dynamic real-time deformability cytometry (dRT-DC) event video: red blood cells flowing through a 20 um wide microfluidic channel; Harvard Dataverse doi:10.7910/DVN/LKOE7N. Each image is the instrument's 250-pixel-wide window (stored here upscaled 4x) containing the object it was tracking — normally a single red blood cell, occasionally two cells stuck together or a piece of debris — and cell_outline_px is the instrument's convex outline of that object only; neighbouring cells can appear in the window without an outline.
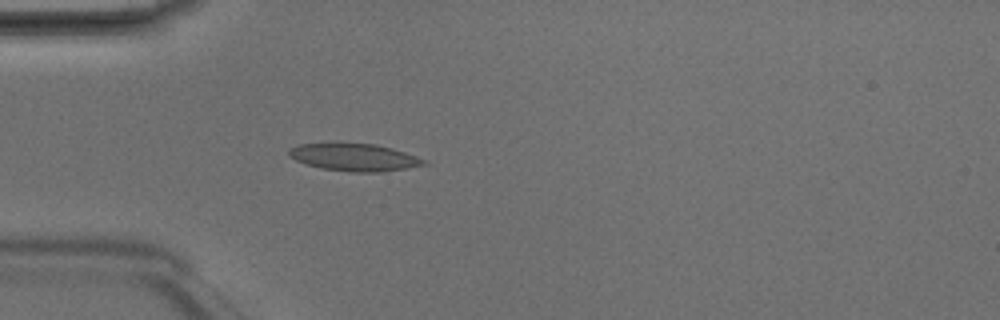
{"species": "Egyptian fruit bat (a non-hibernating species)", "species_latin": "Rousettus aegyptiacus", "temperature_condition": "room temperature", "stored_images_in_passage": 4, "camera_frame_rate_fps": 3000, "um_per_image_px": 0.085, "animal": {"sex": "male"}, "frame": {"image": 1, "passage_image": 4, "time_ms": 1.0, "image_size_px": [1000, 320], "cell_outline_px": [[428, 164], [380, 172], [352, 172], [324, 168], [308, 164], [296, 160], [288, 156], [288, 148], [296, 144], [336, 140], [376, 144], [392, 148], [428, 160]], "centroid_in_image_um": [30.04, 13.3], "position_along_channel_um": 55.0, "area_um2": 22.37}}